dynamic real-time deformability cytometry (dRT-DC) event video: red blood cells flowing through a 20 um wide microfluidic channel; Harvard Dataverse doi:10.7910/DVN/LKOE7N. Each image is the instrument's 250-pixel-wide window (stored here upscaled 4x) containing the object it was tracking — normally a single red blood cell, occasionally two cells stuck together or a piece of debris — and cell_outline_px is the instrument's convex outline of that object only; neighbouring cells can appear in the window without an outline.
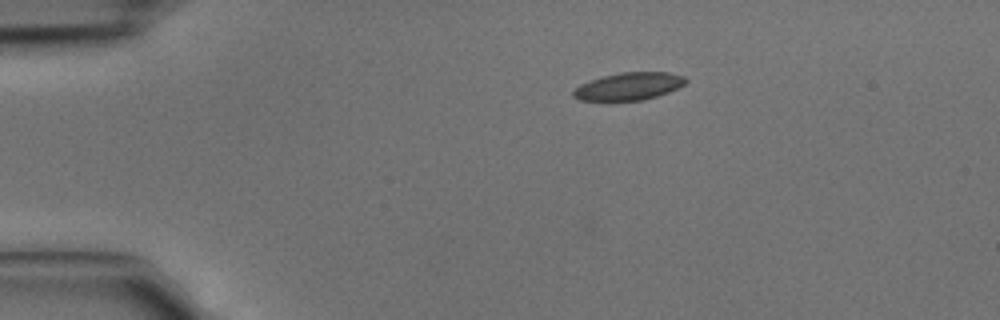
{"species": "common noctule bat (a hibernating species)", "species_latin": "Nyctalus noctula", "temperature_condition": "cold", "stored_images_in_passage": 5, "camera_frame_rate_fps": 3000, "um_per_image_px": 0.085, "animal": {"sex": "male", "body_mass_g": 15.6}, "frame": {"image": 1, "passage_image": 5, "time_ms": 1.333, "image_size_px": [1000, 320], "cell_outline_px": [[688, 80], [684, 84], [668, 92], [644, 100], [580, 100], [572, 96], [572, 92], [580, 84], [588, 80], [620, 72], [668, 72], [684, 76]], "centroid_in_image_um": [53.44, 7.32], "position_along_channel_um": 31.6, "area_um2": 17.92}}